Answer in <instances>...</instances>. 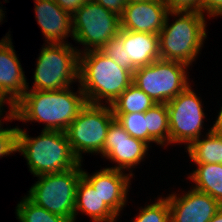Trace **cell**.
<instances>
[{"label": "cell", "mask_w": 222, "mask_h": 222, "mask_svg": "<svg viewBox=\"0 0 222 222\" xmlns=\"http://www.w3.org/2000/svg\"><path fill=\"white\" fill-rule=\"evenodd\" d=\"M187 68L189 66L182 62L158 59L137 68L133 73V83L156 104H166L190 85Z\"/></svg>", "instance_id": "obj_8"}, {"label": "cell", "mask_w": 222, "mask_h": 222, "mask_svg": "<svg viewBox=\"0 0 222 222\" xmlns=\"http://www.w3.org/2000/svg\"><path fill=\"white\" fill-rule=\"evenodd\" d=\"M156 103L136 84L132 83L111 103L113 114L145 113Z\"/></svg>", "instance_id": "obj_21"}, {"label": "cell", "mask_w": 222, "mask_h": 222, "mask_svg": "<svg viewBox=\"0 0 222 222\" xmlns=\"http://www.w3.org/2000/svg\"><path fill=\"white\" fill-rule=\"evenodd\" d=\"M209 222H222V207Z\"/></svg>", "instance_id": "obj_33"}, {"label": "cell", "mask_w": 222, "mask_h": 222, "mask_svg": "<svg viewBox=\"0 0 222 222\" xmlns=\"http://www.w3.org/2000/svg\"><path fill=\"white\" fill-rule=\"evenodd\" d=\"M169 15L179 17L170 26ZM205 20L198 11L168 12L158 34L160 59L192 65L207 37Z\"/></svg>", "instance_id": "obj_4"}, {"label": "cell", "mask_w": 222, "mask_h": 222, "mask_svg": "<svg viewBox=\"0 0 222 222\" xmlns=\"http://www.w3.org/2000/svg\"><path fill=\"white\" fill-rule=\"evenodd\" d=\"M208 17L222 16V0H201V13Z\"/></svg>", "instance_id": "obj_29"}, {"label": "cell", "mask_w": 222, "mask_h": 222, "mask_svg": "<svg viewBox=\"0 0 222 222\" xmlns=\"http://www.w3.org/2000/svg\"><path fill=\"white\" fill-rule=\"evenodd\" d=\"M168 12L198 11L201 13V0H162Z\"/></svg>", "instance_id": "obj_28"}, {"label": "cell", "mask_w": 222, "mask_h": 222, "mask_svg": "<svg viewBox=\"0 0 222 222\" xmlns=\"http://www.w3.org/2000/svg\"><path fill=\"white\" fill-rule=\"evenodd\" d=\"M4 11L1 9V7H0V22H2L3 21V18H4V13H3Z\"/></svg>", "instance_id": "obj_35"}, {"label": "cell", "mask_w": 222, "mask_h": 222, "mask_svg": "<svg viewBox=\"0 0 222 222\" xmlns=\"http://www.w3.org/2000/svg\"><path fill=\"white\" fill-rule=\"evenodd\" d=\"M168 10L162 0L126 4L120 16L121 29L133 32L159 34Z\"/></svg>", "instance_id": "obj_15"}, {"label": "cell", "mask_w": 222, "mask_h": 222, "mask_svg": "<svg viewBox=\"0 0 222 222\" xmlns=\"http://www.w3.org/2000/svg\"><path fill=\"white\" fill-rule=\"evenodd\" d=\"M148 130V145L151 142L169 145V118L166 104H155L145 112Z\"/></svg>", "instance_id": "obj_22"}, {"label": "cell", "mask_w": 222, "mask_h": 222, "mask_svg": "<svg viewBox=\"0 0 222 222\" xmlns=\"http://www.w3.org/2000/svg\"><path fill=\"white\" fill-rule=\"evenodd\" d=\"M10 36L6 34L0 40V104L8 103L11 108L24 95L29 83Z\"/></svg>", "instance_id": "obj_12"}, {"label": "cell", "mask_w": 222, "mask_h": 222, "mask_svg": "<svg viewBox=\"0 0 222 222\" xmlns=\"http://www.w3.org/2000/svg\"><path fill=\"white\" fill-rule=\"evenodd\" d=\"M120 29V16L94 0L82 5L72 15L73 39L85 46V50H79V53L100 50Z\"/></svg>", "instance_id": "obj_9"}, {"label": "cell", "mask_w": 222, "mask_h": 222, "mask_svg": "<svg viewBox=\"0 0 222 222\" xmlns=\"http://www.w3.org/2000/svg\"><path fill=\"white\" fill-rule=\"evenodd\" d=\"M107 10H110L119 16H121L124 12V8L126 6V0H94Z\"/></svg>", "instance_id": "obj_30"}, {"label": "cell", "mask_w": 222, "mask_h": 222, "mask_svg": "<svg viewBox=\"0 0 222 222\" xmlns=\"http://www.w3.org/2000/svg\"><path fill=\"white\" fill-rule=\"evenodd\" d=\"M81 163L66 171L43 174L36 177L26 196L34 204L47 211L70 218L74 222L76 189L82 177Z\"/></svg>", "instance_id": "obj_6"}, {"label": "cell", "mask_w": 222, "mask_h": 222, "mask_svg": "<svg viewBox=\"0 0 222 222\" xmlns=\"http://www.w3.org/2000/svg\"><path fill=\"white\" fill-rule=\"evenodd\" d=\"M123 172L118 169L103 168L90 175L82 170V176L91 184L101 196L104 203L117 216H119L120 211L126 205L128 188L131 184L130 180L133 177L132 171L129 174H124Z\"/></svg>", "instance_id": "obj_14"}, {"label": "cell", "mask_w": 222, "mask_h": 222, "mask_svg": "<svg viewBox=\"0 0 222 222\" xmlns=\"http://www.w3.org/2000/svg\"><path fill=\"white\" fill-rule=\"evenodd\" d=\"M65 42L42 46L30 90L58 91L79 81V50Z\"/></svg>", "instance_id": "obj_5"}, {"label": "cell", "mask_w": 222, "mask_h": 222, "mask_svg": "<svg viewBox=\"0 0 222 222\" xmlns=\"http://www.w3.org/2000/svg\"><path fill=\"white\" fill-rule=\"evenodd\" d=\"M71 87L58 91L29 90L9 108L4 120L22 122H43V130L65 132L70 123L78 116L87 101L82 89L78 94Z\"/></svg>", "instance_id": "obj_1"}, {"label": "cell", "mask_w": 222, "mask_h": 222, "mask_svg": "<svg viewBox=\"0 0 222 222\" xmlns=\"http://www.w3.org/2000/svg\"><path fill=\"white\" fill-rule=\"evenodd\" d=\"M17 151L27 160L34 176L76 168L81 162L74 155L65 132L42 130L35 138L18 128Z\"/></svg>", "instance_id": "obj_3"}, {"label": "cell", "mask_w": 222, "mask_h": 222, "mask_svg": "<svg viewBox=\"0 0 222 222\" xmlns=\"http://www.w3.org/2000/svg\"><path fill=\"white\" fill-rule=\"evenodd\" d=\"M115 119L111 106L86 105L65 130L74 155L82 162L83 153H101L111 122Z\"/></svg>", "instance_id": "obj_7"}, {"label": "cell", "mask_w": 222, "mask_h": 222, "mask_svg": "<svg viewBox=\"0 0 222 222\" xmlns=\"http://www.w3.org/2000/svg\"><path fill=\"white\" fill-rule=\"evenodd\" d=\"M167 197L170 209V222H209L222 205L209 194L194 188L178 197Z\"/></svg>", "instance_id": "obj_13"}, {"label": "cell", "mask_w": 222, "mask_h": 222, "mask_svg": "<svg viewBox=\"0 0 222 222\" xmlns=\"http://www.w3.org/2000/svg\"><path fill=\"white\" fill-rule=\"evenodd\" d=\"M77 211L87 214L93 222H115L117 215L104 203L101 196L82 176L76 189L75 217Z\"/></svg>", "instance_id": "obj_18"}, {"label": "cell", "mask_w": 222, "mask_h": 222, "mask_svg": "<svg viewBox=\"0 0 222 222\" xmlns=\"http://www.w3.org/2000/svg\"><path fill=\"white\" fill-rule=\"evenodd\" d=\"M16 206V215L19 222H73L70 218L51 213L34 204L26 195Z\"/></svg>", "instance_id": "obj_23"}, {"label": "cell", "mask_w": 222, "mask_h": 222, "mask_svg": "<svg viewBox=\"0 0 222 222\" xmlns=\"http://www.w3.org/2000/svg\"><path fill=\"white\" fill-rule=\"evenodd\" d=\"M65 12L71 16L85 3L91 0H54Z\"/></svg>", "instance_id": "obj_31"}, {"label": "cell", "mask_w": 222, "mask_h": 222, "mask_svg": "<svg viewBox=\"0 0 222 222\" xmlns=\"http://www.w3.org/2000/svg\"><path fill=\"white\" fill-rule=\"evenodd\" d=\"M133 222H170V209L167 197L158 198L157 202L140 208Z\"/></svg>", "instance_id": "obj_25"}, {"label": "cell", "mask_w": 222, "mask_h": 222, "mask_svg": "<svg viewBox=\"0 0 222 222\" xmlns=\"http://www.w3.org/2000/svg\"><path fill=\"white\" fill-rule=\"evenodd\" d=\"M36 20L46 43H65L72 31V16L65 12L54 0H34Z\"/></svg>", "instance_id": "obj_16"}, {"label": "cell", "mask_w": 222, "mask_h": 222, "mask_svg": "<svg viewBox=\"0 0 222 222\" xmlns=\"http://www.w3.org/2000/svg\"><path fill=\"white\" fill-rule=\"evenodd\" d=\"M123 38L125 64L134 72L160 59L158 34L133 32L120 29Z\"/></svg>", "instance_id": "obj_17"}, {"label": "cell", "mask_w": 222, "mask_h": 222, "mask_svg": "<svg viewBox=\"0 0 222 222\" xmlns=\"http://www.w3.org/2000/svg\"><path fill=\"white\" fill-rule=\"evenodd\" d=\"M217 116L218 117L215 123L213 124L211 130L215 133L222 134V107Z\"/></svg>", "instance_id": "obj_32"}, {"label": "cell", "mask_w": 222, "mask_h": 222, "mask_svg": "<svg viewBox=\"0 0 222 222\" xmlns=\"http://www.w3.org/2000/svg\"><path fill=\"white\" fill-rule=\"evenodd\" d=\"M79 85L87 103L111 105L133 83V74L101 50L79 54Z\"/></svg>", "instance_id": "obj_2"}, {"label": "cell", "mask_w": 222, "mask_h": 222, "mask_svg": "<svg viewBox=\"0 0 222 222\" xmlns=\"http://www.w3.org/2000/svg\"><path fill=\"white\" fill-rule=\"evenodd\" d=\"M124 49L123 38L117 34L114 38L105 43L100 50L108 57H111L117 65L129 70L133 74L134 72L125 64Z\"/></svg>", "instance_id": "obj_26"}, {"label": "cell", "mask_w": 222, "mask_h": 222, "mask_svg": "<svg viewBox=\"0 0 222 222\" xmlns=\"http://www.w3.org/2000/svg\"><path fill=\"white\" fill-rule=\"evenodd\" d=\"M185 149L195 164H222V134L211 129L204 139H196Z\"/></svg>", "instance_id": "obj_19"}, {"label": "cell", "mask_w": 222, "mask_h": 222, "mask_svg": "<svg viewBox=\"0 0 222 222\" xmlns=\"http://www.w3.org/2000/svg\"><path fill=\"white\" fill-rule=\"evenodd\" d=\"M117 122L132 137L148 144V130L145 113L113 114Z\"/></svg>", "instance_id": "obj_24"}, {"label": "cell", "mask_w": 222, "mask_h": 222, "mask_svg": "<svg viewBox=\"0 0 222 222\" xmlns=\"http://www.w3.org/2000/svg\"><path fill=\"white\" fill-rule=\"evenodd\" d=\"M1 118V116H0ZM19 127L4 128L0 119V157L17 152V132Z\"/></svg>", "instance_id": "obj_27"}, {"label": "cell", "mask_w": 222, "mask_h": 222, "mask_svg": "<svg viewBox=\"0 0 222 222\" xmlns=\"http://www.w3.org/2000/svg\"><path fill=\"white\" fill-rule=\"evenodd\" d=\"M202 101L189 85L166 103L169 118V143H184L187 147L202 134L205 113Z\"/></svg>", "instance_id": "obj_10"}, {"label": "cell", "mask_w": 222, "mask_h": 222, "mask_svg": "<svg viewBox=\"0 0 222 222\" xmlns=\"http://www.w3.org/2000/svg\"><path fill=\"white\" fill-rule=\"evenodd\" d=\"M2 108V109H1ZM3 106L0 104V116H2L3 115Z\"/></svg>", "instance_id": "obj_36"}, {"label": "cell", "mask_w": 222, "mask_h": 222, "mask_svg": "<svg viewBox=\"0 0 222 222\" xmlns=\"http://www.w3.org/2000/svg\"><path fill=\"white\" fill-rule=\"evenodd\" d=\"M144 1H149V0H126V3H127V4H130V3L144 2Z\"/></svg>", "instance_id": "obj_34"}, {"label": "cell", "mask_w": 222, "mask_h": 222, "mask_svg": "<svg viewBox=\"0 0 222 222\" xmlns=\"http://www.w3.org/2000/svg\"><path fill=\"white\" fill-rule=\"evenodd\" d=\"M149 145L142 140L130 136L124 128L114 119L108 129L102 150V157L116 163L111 169H132L143 161Z\"/></svg>", "instance_id": "obj_11"}, {"label": "cell", "mask_w": 222, "mask_h": 222, "mask_svg": "<svg viewBox=\"0 0 222 222\" xmlns=\"http://www.w3.org/2000/svg\"><path fill=\"white\" fill-rule=\"evenodd\" d=\"M189 178L194 189L209 194L222 205V164H196Z\"/></svg>", "instance_id": "obj_20"}]
</instances>
